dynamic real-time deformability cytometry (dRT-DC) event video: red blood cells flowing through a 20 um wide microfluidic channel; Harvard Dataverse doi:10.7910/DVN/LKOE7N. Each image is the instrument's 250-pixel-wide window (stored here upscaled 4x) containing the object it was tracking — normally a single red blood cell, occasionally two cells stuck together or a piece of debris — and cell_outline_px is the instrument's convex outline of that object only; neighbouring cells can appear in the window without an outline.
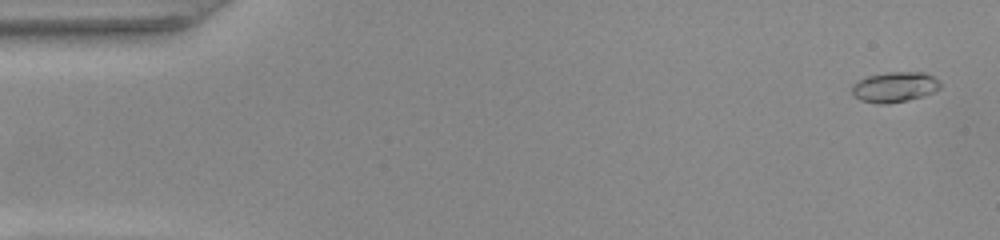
{"species": "common noctule bat (a hibernating species)", "species_latin": "Nyctalus noctula", "temperature_condition": "warm", "stored_images_in_passage": 51, "camera_frame_rate_fps": 3000, "um_per_image_px": 0.085, "animal": {"sex": "female", "body_mass_g": 22.0, "forearm_length_mm": 56.7}, "frame": {"image": 1, "passage_image": 2, "time_ms": 0.333, "image_size_px": [1000, 240], "cell_outline_px": [[940, 88], [936, 92], [924, 96], [908, 100], [888, 104], [876, 104], [860, 100], [852, 96], [852, 84], [856, 80], [864, 76], [884, 72], [924, 72], [940, 80]], "centroid_in_image_um": [76.01, 7.4], "position_along_channel_um": 9.0, "area_um2": 16.13}}
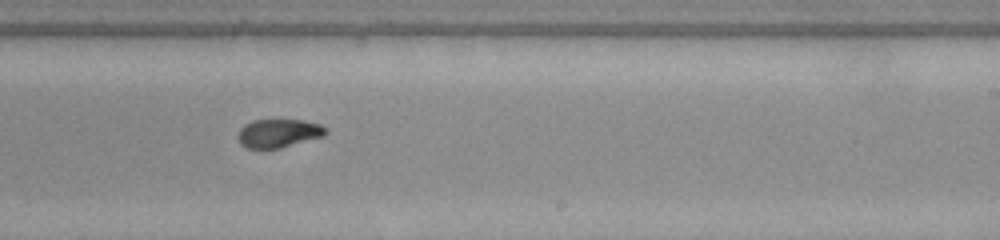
{"frame": {"image": 2, "passage_image": 31, "time_ms": 10.0, "image_size_px": [1000, 240], "cell_outline_px": [[328, 132], [324, 136], [280, 148], [244, 148], [240, 144], [236, 136], [240, 128], [244, 124], [252, 120], [304, 120], [320, 124]], "centroid_in_image_um": [23.63, 11.32], "position_along_channel_um": 265.4, "area_um2": 14.68}}
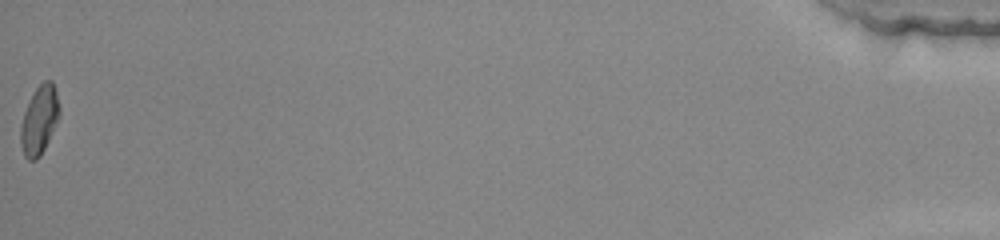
{"frame": {"image": 3, "passage_image": 51, "time_ms": 16.667, "image_size_px": [1000, 240], "cell_outline_px": [[60, 112], [48, 140], [40, 156], [36, 160], [28, 160], [24, 156], [20, 144], [20, 128], [24, 112], [36, 88], [44, 80], [52, 80], [56, 92], [60, 108]], "centroid_in_image_um": [3.33, 10.21], "position_along_channel_um": 431.9, "area_um2": 15.2}, "authors_computed_cell_mechanics": {"area_um2": 14.9702, "velocity_mm_per_s": 4.0547, "shape_relaxation_time_tau1_ms": null, "shape_relaxation_time_tau2_ms": 1.5383, "deformation_change_tau1": null, "deformation_change_tau2": 0.0626}}